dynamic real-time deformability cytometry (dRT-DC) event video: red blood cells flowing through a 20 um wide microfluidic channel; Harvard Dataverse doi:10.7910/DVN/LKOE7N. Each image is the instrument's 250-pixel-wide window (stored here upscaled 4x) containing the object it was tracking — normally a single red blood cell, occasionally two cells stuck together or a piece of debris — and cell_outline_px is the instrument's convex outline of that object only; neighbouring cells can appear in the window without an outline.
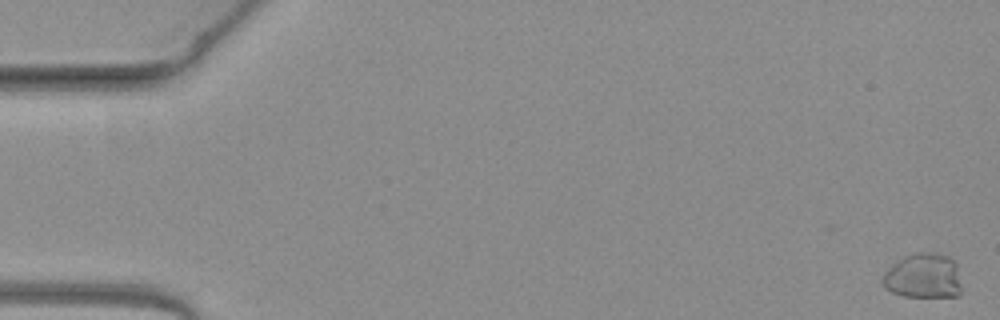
{"species": "common noctule bat (a hibernating species)", "species_latin": "Nyctalus noctula", "temperature_condition": "warm", "stored_images_in_passage": 48, "camera_frame_rate_fps": 3000, "um_per_image_px": 0.085, "animal": {"sex": "female", "body_mass_g": 19.3, "forearm_length_mm": 54.1}, "frame": {"image": 1, "passage_image": 1, "time_ms": 0.0, "image_size_px": [1000, 320], "cell_outline_px": [[960, 296], [904, 296], [892, 292], [884, 288], [880, 284], [880, 280], [884, 272], [896, 260], [904, 256], [920, 252], [932, 252], [948, 256], [956, 264], [960, 284]], "centroid_in_image_um": [78.43, 23.45], "position_along_channel_um": 6.6, "area_um2": 20.81}}
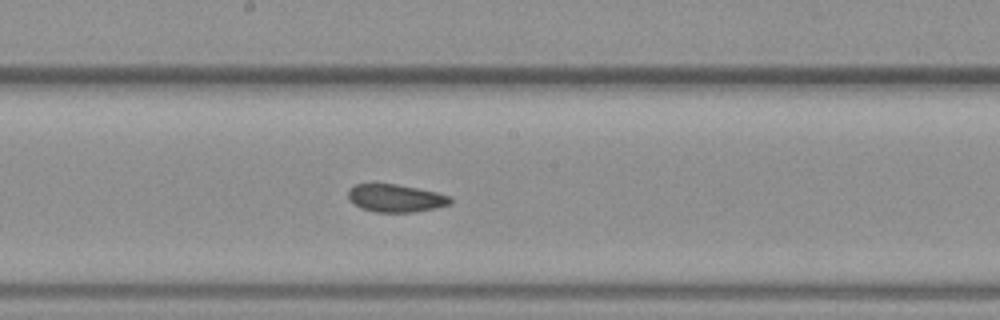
{"frame": {"image": 2, "passage_image": 25, "time_ms": 8.0, "image_size_px": [1000, 320], "cell_outline_px": [[452, 204], [436, 208], [416, 212], [376, 212], [360, 208], [352, 204], [348, 200], [348, 188], [356, 184], [396, 184], [436, 192], [452, 196]], "centroid_in_image_um": [33.63, 16.85], "position_along_channel_um": 214.6, "area_um2": 16.76}}
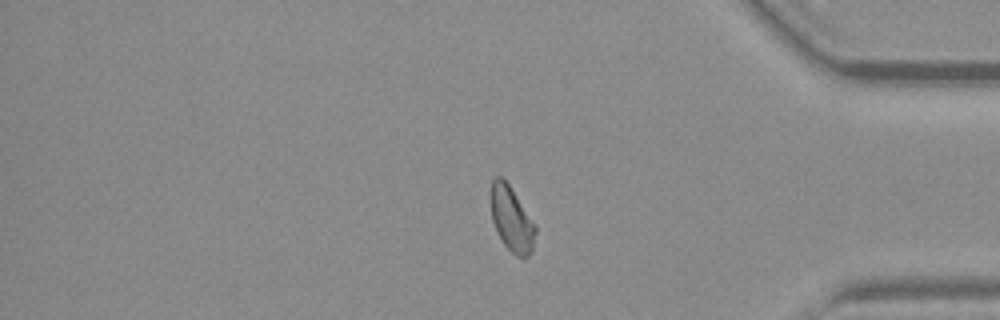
{"frame": {"image": 3, "passage_image": 40, "time_ms": 13.0, "image_size_px": [1000, 320], "cell_outline_px": [[536, 232], [532, 252], [524, 260], [516, 256], [504, 244], [496, 232], [492, 220], [492, 180], [496, 176], [504, 176], [536, 224]], "centroid_in_image_um": [43.52, 18.63], "position_along_channel_um": 391.7, "area_um2": 17.11}}